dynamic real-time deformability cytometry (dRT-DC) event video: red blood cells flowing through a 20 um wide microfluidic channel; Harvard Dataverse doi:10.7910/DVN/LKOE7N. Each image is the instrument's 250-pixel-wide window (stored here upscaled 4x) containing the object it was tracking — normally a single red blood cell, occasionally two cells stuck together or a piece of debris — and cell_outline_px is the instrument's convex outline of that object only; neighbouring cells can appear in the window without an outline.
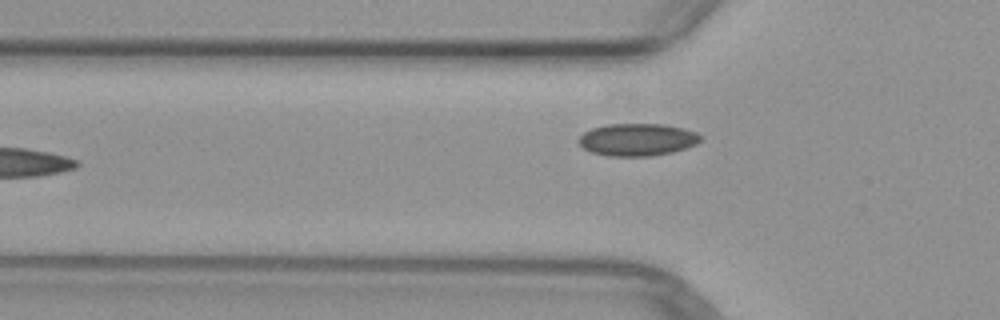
{"species": "common noctule bat (a hibernating species)", "species_latin": "Nyctalus noctula", "temperature_condition": "warm", "stored_images_in_passage": 6, "camera_frame_rate_fps": 3000, "um_per_image_px": 0.085, "animal": {"sex": "female", "body_mass_g": 29.2, "forearm_length_mm": 56.3}, "frame": {"image": 1, "passage_image": 5, "time_ms": 5.0, "image_size_px": [1000, 320], "cell_outline_px": [[704, 136], [696, 144], [672, 152], [648, 156], [608, 156], [592, 152], [584, 148], [576, 140], [584, 132], [592, 128], [608, 124], [664, 124], [684, 128], [696, 132]], "centroid_in_image_um": [54.18, 11.86], "position_along_channel_um": 71.6, "area_um2": 23.0}}
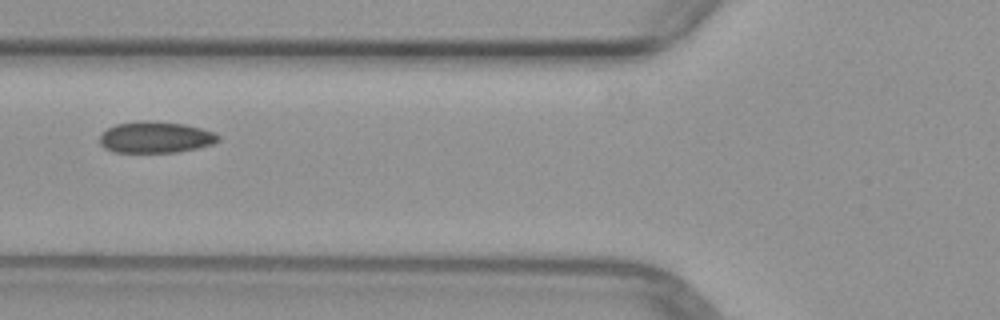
{"frame": {"image": 2, "passage_image": 6, "time_ms": 6.0, "image_size_px": [1000, 320], "cell_outline_px": [[220, 140], [212, 144], [196, 148], [176, 152], [112, 152], [104, 148], [100, 144], [100, 136], [108, 128], [116, 124], [140, 120], [148, 120], [184, 124], [216, 132], [220, 136]], "centroid_in_image_um": [13.22, 11.66], "position_along_channel_um": 112.6, "area_um2": 21.73}}